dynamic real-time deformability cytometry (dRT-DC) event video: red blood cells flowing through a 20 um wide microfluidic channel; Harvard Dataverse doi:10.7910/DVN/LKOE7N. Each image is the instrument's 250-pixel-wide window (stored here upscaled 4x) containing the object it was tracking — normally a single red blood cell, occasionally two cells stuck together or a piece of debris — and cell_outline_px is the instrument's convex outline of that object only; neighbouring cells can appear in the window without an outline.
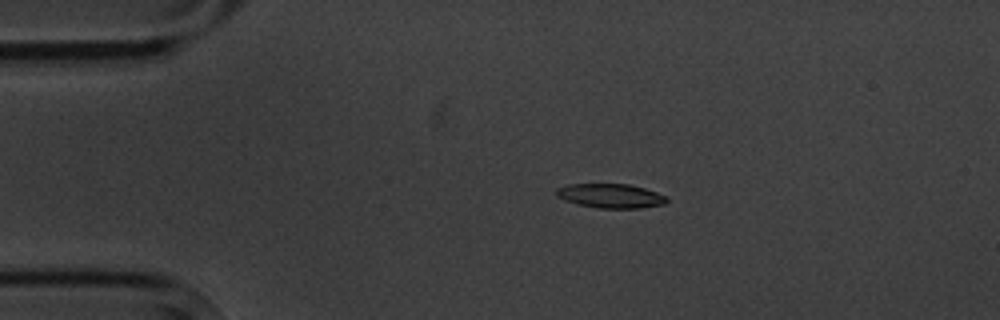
{"species": "common noctule bat (a hibernating species)", "species_latin": "Nyctalus noctula", "temperature_condition": "cold", "stored_images_in_passage": 6, "camera_frame_rate_fps": 3000, "um_per_image_px": 0.085, "animal": {"sex": "male", "body_mass_g": 20.1, "forearm_length_mm": 53.5}, "frame": {"image": 1, "passage_image": 4, "time_ms": 3.333, "image_size_px": [1000, 320], "cell_outline_px": [[668, 200], [664, 204], [640, 208], [600, 208], [576, 204], [564, 200], [556, 196], [556, 188], [568, 184], [628, 184], [644, 188], [668, 196]], "centroid_in_image_um": [51.89, 16.65], "position_along_channel_um": 33.1, "area_um2": 15.66}}
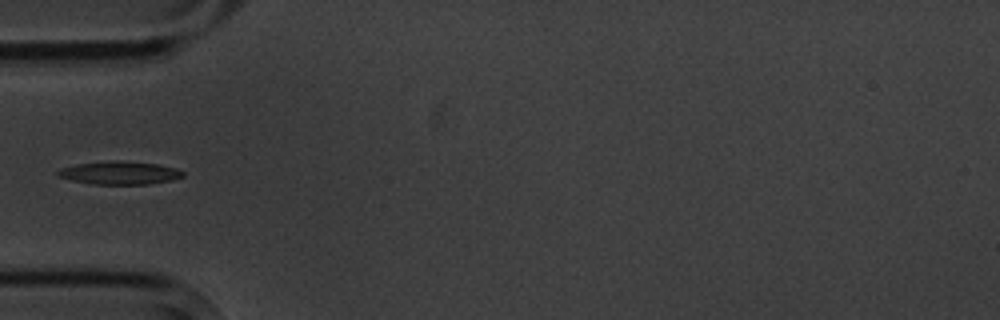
{"frame": {"image": 2, "passage_image": 6, "time_ms": 5.667, "image_size_px": [1000, 320], "cell_outline_px": [[184, 176], [172, 180], [148, 184], [92, 184], [72, 180], [60, 176], [56, 172], [60, 168], [76, 164], [112, 160], [116, 160], [156, 164], [176, 168], [184, 172]], "centroid_in_image_um": [10.17, 14.69], "position_along_channel_um": 74.8, "area_um2": 16.7}}